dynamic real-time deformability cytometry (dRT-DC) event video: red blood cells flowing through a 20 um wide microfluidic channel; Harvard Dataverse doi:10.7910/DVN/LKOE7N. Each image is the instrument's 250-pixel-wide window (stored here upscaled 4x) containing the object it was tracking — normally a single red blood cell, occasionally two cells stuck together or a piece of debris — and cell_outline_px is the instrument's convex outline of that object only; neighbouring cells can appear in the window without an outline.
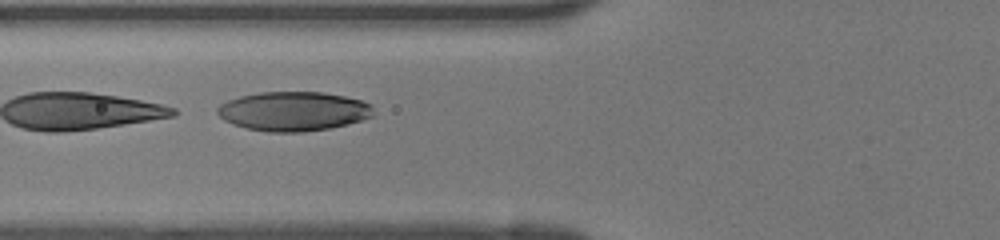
{"species": "human", "species_latin": "Homo sapiens", "temperature_condition": "room temperature", "stored_images_in_passage": 25, "segment_of_instrument_passage": [2, 2], "camera_frame_rate_fps": 3000, "um_per_image_px": 0.085, "donor": {"sex": "female"}, "frame": {"image": 1, "passage_image": 16, "time_ms": 5.0, "image_size_px": [1000, 240], "cell_outline_px": [[372, 116], [348, 124], [328, 128], [300, 132], [268, 132], [248, 128], [232, 124], [224, 120], [216, 112], [216, 108], [220, 104], [228, 100], [240, 96], [260, 92], [320, 92], [344, 96], [360, 100], [372, 104]], "centroid_in_image_um": [24.91, 9.45], "position_along_channel_um": 100.9, "area_um2": 35.55}}
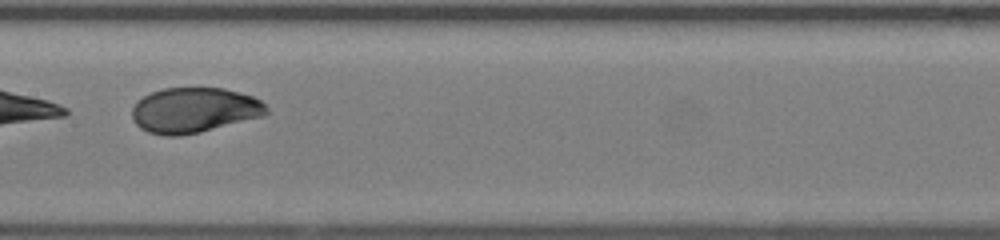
{"frame": {"image": 2, "passage_image": 22, "time_ms": 7.0, "image_size_px": [1000, 240], "cell_outline_px": [[268, 112], [264, 116], [200, 132], [180, 136], [164, 136], [148, 132], [140, 128], [132, 120], [132, 108], [136, 100], [152, 92], [164, 88], [224, 88], [252, 96], [260, 100], [268, 108]], "centroid_in_image_um": [16.48, 9.37], "position_along_channel_um": 190.9, "area_um2": 35.55}}